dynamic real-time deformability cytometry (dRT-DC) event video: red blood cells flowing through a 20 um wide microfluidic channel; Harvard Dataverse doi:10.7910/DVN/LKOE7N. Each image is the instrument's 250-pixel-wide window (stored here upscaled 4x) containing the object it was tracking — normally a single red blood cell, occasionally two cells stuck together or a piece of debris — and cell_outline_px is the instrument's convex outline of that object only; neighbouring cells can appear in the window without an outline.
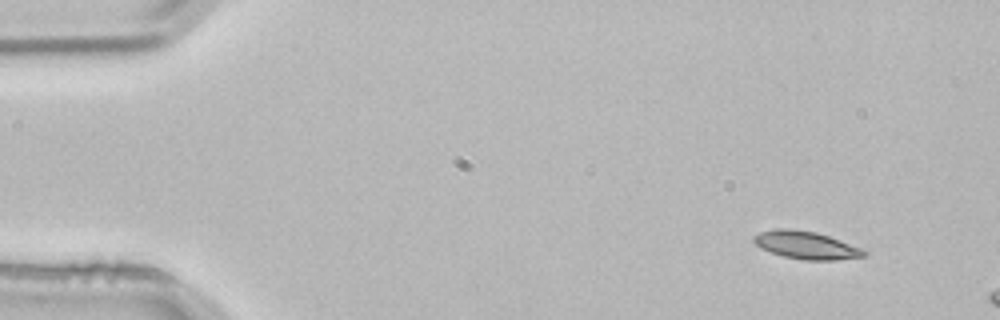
{"species": "common noctule bat (a hibernating species)", "species_latin": "Nyctalus noctula", "temperature_condition": "room temperature", "stored_images_in_passage": 11, "camera_frame_rate_fps": 3000, "um_per_image_px": 0.085, "animal": {"sex": "male", "body_mass_g": 21.5, "forearm_length_mm": 52.0}, "frame": {"image": 1, "passage_image": 4, "time_ms": 1.0, "image_size_px": [1000, 320], "cell_outline_px": [[868, 256], [836, 260], [804, 260], [784, 256], [772, 252], [756, 244], [752, 240], [752, 236], [760, 232], [776, 228], [792, 228], [816, 232], [828, 236], [860, 248], [868, 252]], "centroid_in_image_um": [68.52, 20.83], "position_along_channel_um": 16.5, "area_um2": 17.69}}